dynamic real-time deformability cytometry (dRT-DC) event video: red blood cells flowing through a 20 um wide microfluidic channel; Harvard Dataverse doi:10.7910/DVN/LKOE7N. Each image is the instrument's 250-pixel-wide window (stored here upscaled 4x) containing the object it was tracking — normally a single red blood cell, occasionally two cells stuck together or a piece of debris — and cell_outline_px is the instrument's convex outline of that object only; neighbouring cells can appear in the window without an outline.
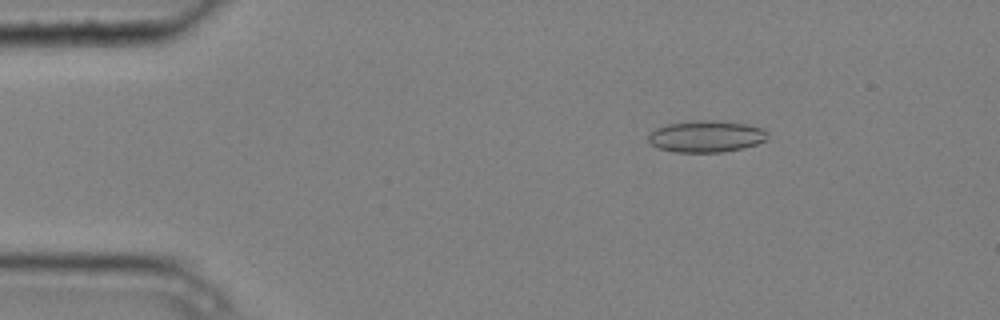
{"species": "common noctule bat (a hibernating species)", "species_latin": "Nyctalus noctula", "temperature_condition": "cold", "stored_images_in_passage": 5, "camera_frame_rate_fps": 3000, "um_per_image_px": 0.085, "animal": {"sex": "male", "body_mass_g": 20.4}, "frame": {"image": 1, "passage_image": 3, "time_ms": 0.667, "image_size_px": [1000, 320], "cell_outline_px": [[768, 136], [764, 140], [756, 144], [744, 148], [720, 152], [676, 152], [660, 148], [652, 144], [648, 140], [648, 136], [656, 128], [668, 124], [696, 120], [704, 120], [748, 124], [764, 128], [768, 132]], "centroid_in_image_um": [60.06, 11.59], "position_along_channel_um": 24.9, "area_um2": 21.79}}